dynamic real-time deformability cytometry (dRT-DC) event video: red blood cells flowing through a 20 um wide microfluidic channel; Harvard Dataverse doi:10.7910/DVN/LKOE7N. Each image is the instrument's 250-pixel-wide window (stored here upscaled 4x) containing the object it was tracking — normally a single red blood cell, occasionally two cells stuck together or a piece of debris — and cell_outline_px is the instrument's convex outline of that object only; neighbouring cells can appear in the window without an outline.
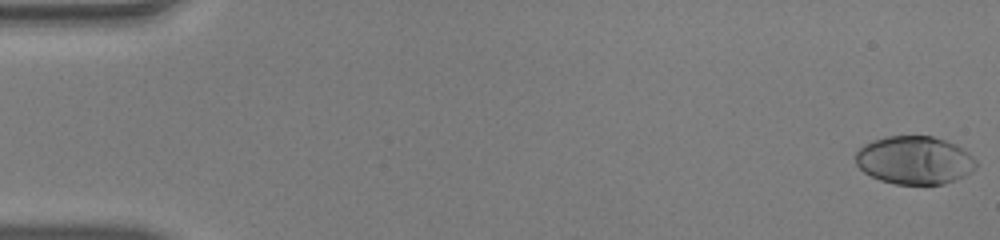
{"species": "human", "species_latin": "Homo sapiens", "temperature_condition": "warm", "stored_images_in_passage": 51, "camera_frame_rate_fps": 3000, "um_per_image_px": 0.085, "donor": {"sex": "male"}, "frame": {"image": 1, "passage_image": 1, "time_ms": 0.0, "image_size_px": [1000, 240], "cell_outline_px": [[976, 164], [964, 176], [944, 184], [896, 184], [880, 180], [864, 172], [856, 164], [856, 152], [864, 144], [872, 140], [888, 136], [932, 136], [956, 144], [968, 152], [976, 160]], "centroid_in_image_um": [77.71, 13.61], "position_along_channel_um": 7.3, "area_um2": 33.58}}
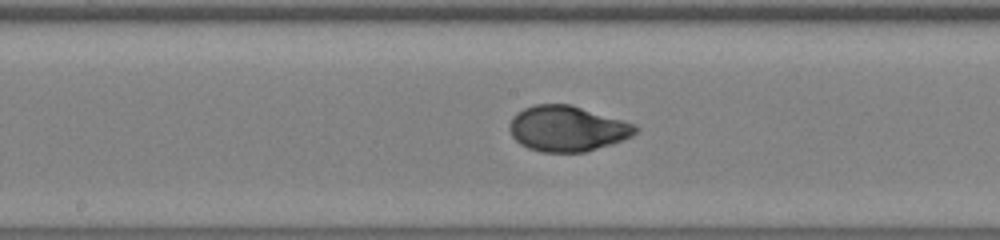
{"frame": {"image": 2, "passage_image": 27, "time_ms": 8.667, "image_size_px": [1000, 240], "cell_outline_px": [[640, 128], [632, 136], [612, 144], [584, 152], [540, 152], [528, 148], [520, 144], [512, 136], [508, 128], [508, 124], [512, 116], [516, 112], [524, 108], [536, 104], [572, 104], [624, 120], [636, 124]], "centroid_in_image_um": [48.21, 10.92], "position_along_channel_um": 200.0, "area_um2": 33.81}}
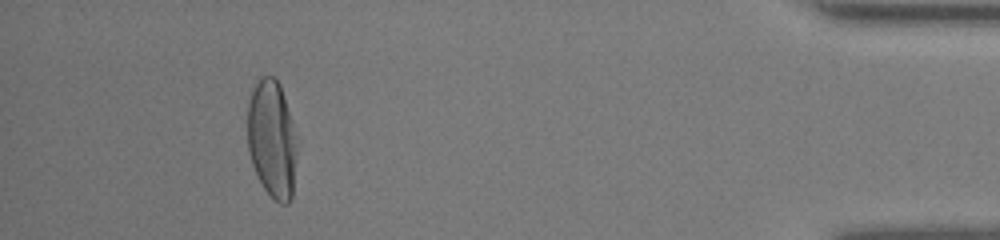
{"frame": {"image": 3, "passage_image": 47, "time_ms": 15.333, "image_size_px": [1000, 240], "cell_outline_px": [[296, 156], [292, 196], [288, 204], [280, 204], [264, 188], [252, 164], [248, 152], [248, 104], [252, 84], [256, 80], [264, 76], [272, 76], [280, 84], [292, 120], [296, 144]], "centroid_in_image_um": [23.1, 11.79], "position_along_channel_um": 412.1, "area_um2": 33.87}, "authors_computed_cell_mechanics": {"area_um2": 33.6396, "velocity_mm_per_s": 4.0908, "shape_relaxation_time_tau1_ms": 4.9018, "shape_relaxation_time_tau2_ms": null, "deformation_change_tau1": 0.2637, "deformation_change_tau2": null}}